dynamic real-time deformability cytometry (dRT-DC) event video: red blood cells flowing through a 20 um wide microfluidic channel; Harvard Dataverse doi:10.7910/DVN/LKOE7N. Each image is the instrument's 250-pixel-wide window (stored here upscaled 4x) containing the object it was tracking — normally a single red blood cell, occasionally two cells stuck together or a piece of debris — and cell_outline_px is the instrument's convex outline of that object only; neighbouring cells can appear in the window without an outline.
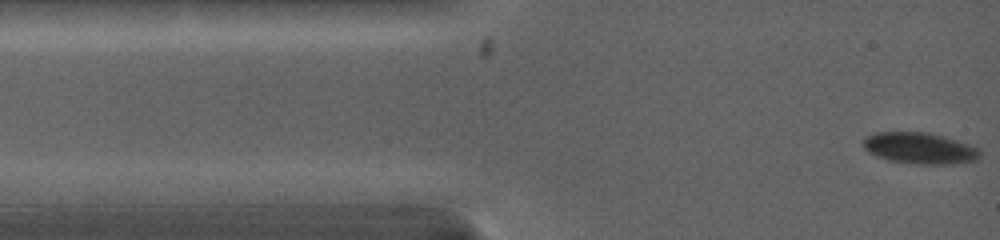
{"species": "common noctule bat (a hibernating species)", "species_latin": "Nyctalus noctula", "temperature_condition": "warm", "stored_images_in_passage": 2, "camera_frame_rate_fps": 5000, "um_per_image_px": 0.085, "animal": {"sex": "female", "body_mass_g": 19.0, "forearm_length_mm": 53.3}, "frame": {"image": 1, "passage_image": 2, "time_ms": 0.6, "image_size_px": [1000, 240], "cell_outline_px": [[980, 156], [976, 160], [952, 164], [916, 164], [888, 160], [876, 156], [868, 152], [864, 148], [864, 140], [868, 136], [876, 132], [928, 132], [944, 136], [980, 148]], "centroid_in_image_um": [78.19, 12.6], "position_along_channel_um": 6.8, "area_um2": 21.27}}